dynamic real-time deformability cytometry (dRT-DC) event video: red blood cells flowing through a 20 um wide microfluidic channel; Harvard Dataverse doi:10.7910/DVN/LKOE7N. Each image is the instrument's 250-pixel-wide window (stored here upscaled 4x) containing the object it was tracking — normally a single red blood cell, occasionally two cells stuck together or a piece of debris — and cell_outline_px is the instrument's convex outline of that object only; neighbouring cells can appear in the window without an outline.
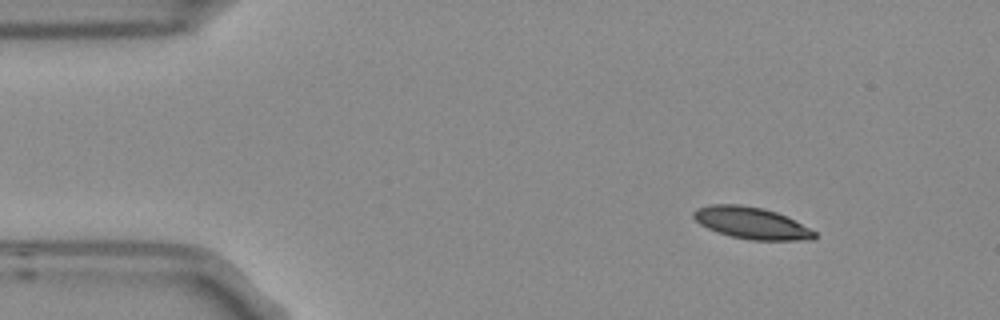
{"species": "Egyptian fruit bat (a non-hibernating species)", "species_latin": "Rousettus aegyptiacus", "temperature_condition": "room temperature", "stored_images_in_passage": 2, "camera_frame_rate_fps": 3000, "um_per_image_px": 0.085, "frame": {"image": 1, "passage_image": 2, "time_ms": 0.333, "image_size_px": [1000, 320], "cell_outline_px": [[816, 236], [812, 240], [752, 240], [732, 236], [716, 232], [700, 224], [692, 216], [692, 212], [696, 208], [712, 204], [740, 204], [764, 208], [776, 212], [816, 232]], "centroid_in_image_um": [63.82, 18.95], "position_along_channel_um": 21.2, "area_um2": 22.2}}